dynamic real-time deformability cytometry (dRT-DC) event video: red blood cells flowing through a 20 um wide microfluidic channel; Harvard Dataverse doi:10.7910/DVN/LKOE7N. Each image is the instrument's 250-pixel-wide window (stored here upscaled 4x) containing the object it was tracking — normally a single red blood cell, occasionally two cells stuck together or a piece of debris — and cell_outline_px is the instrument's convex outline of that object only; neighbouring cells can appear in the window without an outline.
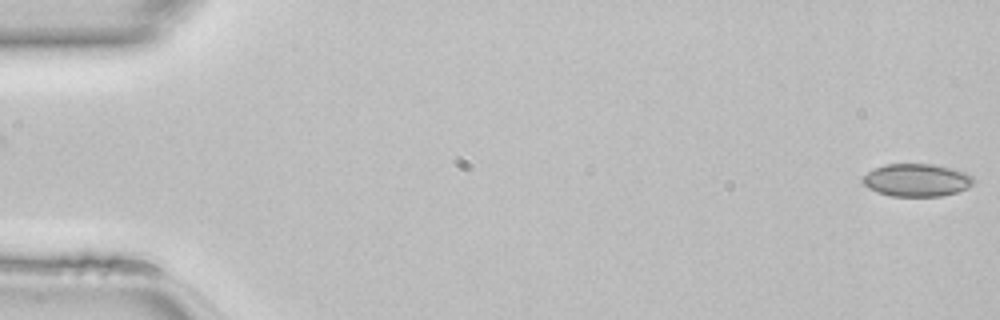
{"species": "common noctule bat (a hibernating species)", "species_latin": "Nyctalus noctula", "temperature_condition": "room temperature", "stored_images_in_passage": 46, "camera_frame_rate_fps": 3000, "um_per_image_px": 0.085, "animal": {"sex": "female", "body_mass_g": 22.7, "forearm_length_mm": 54.2}, "frame": {"image": 1, "passage_image": 1, "time_ms": 0.0, "image_size_px": [1000, 320], "cell_outline_px": [[976, 180], [968, 188], [956, 192], [940, 196], [892, 196], [876, 192], [868, 188], [860, 180], [872, 168], [884, 164], [932, 164], [952, 168], [964, 172], [972, 176]], "centroid_in_image_um": [77.9, 15.3], "position_along_channel_um": 7.1, "area_um2": 21.27}}
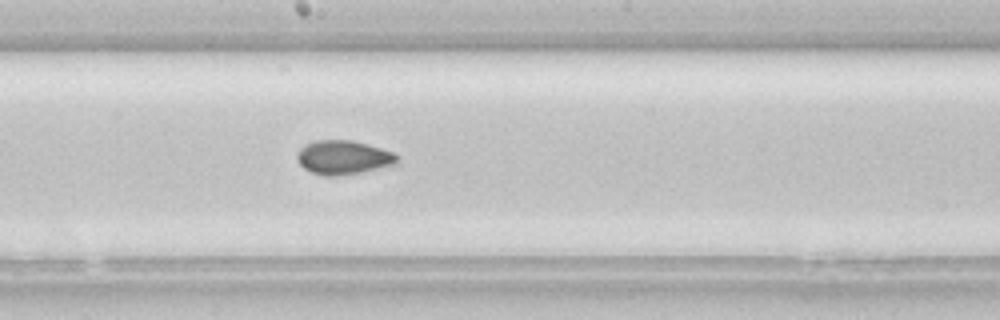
{"frame": {"image": 2, "passage_image": 26, "time_ms": 8.333, "image_size_px": [1000, 320], "cell_outline_px": [[400, 156], [396, 164], [360, 172], [340, 176], [324, 176], [312, 172], [304, 168], [296, 160], [296, 152], [304, 144], [316, 140], [352, 140], [380, 148], [392, 152]], "centroid_in_image_um": [29.15, 13.38], "position_along_channel_um": 219.1, "area_um2": 19.88}}
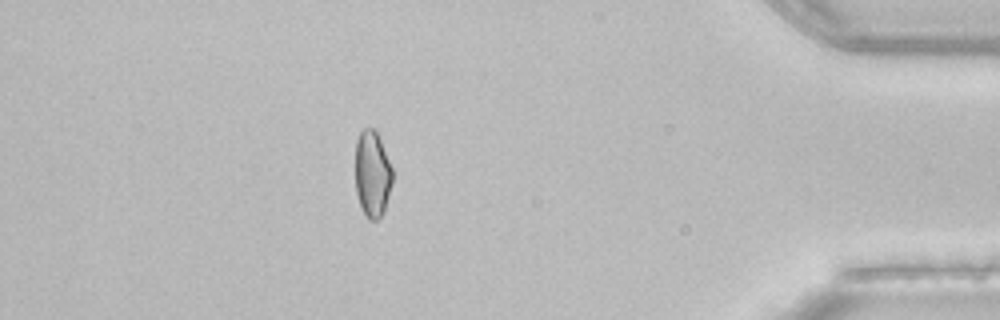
{"frame": {"image": 3, "passage_image": 42, "time_ms": 13.667, "image_size_px": [1000, 320], "cell_outline_px": [[392, 184], [384, 212], [376, 220], [368, 220], [360, 204], [356, 192], [356, 140], [360, 132], [364, 128], [372, 128], [376, 132], [380, 140], [392, 168]], "centroid_in_image_um": [31.65, 14.8], "position_along_channel_um": 403.6, "area_um2": 18.5}}